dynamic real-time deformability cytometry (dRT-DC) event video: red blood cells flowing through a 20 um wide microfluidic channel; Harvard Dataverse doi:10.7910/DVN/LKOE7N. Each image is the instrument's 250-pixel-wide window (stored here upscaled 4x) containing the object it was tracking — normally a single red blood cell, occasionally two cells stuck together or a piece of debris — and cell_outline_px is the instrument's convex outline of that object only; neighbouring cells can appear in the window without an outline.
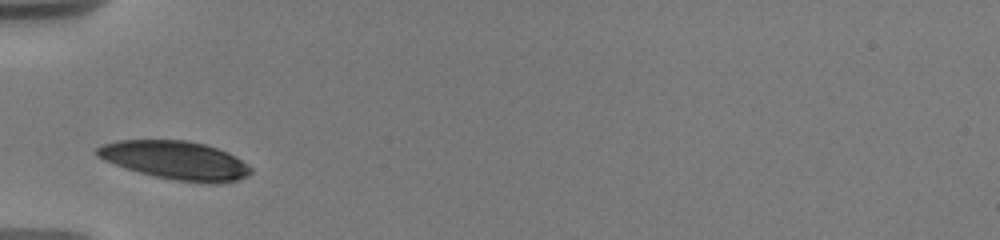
{"species": "human", "species_latin": "Homo sapiens", "temperature_condition": "warm", "stored_images_in_passage": 49, "camera_frame_rate_fps": 3000, "um_per_image_px": 0.085, "donor": {"sex": "male"}, "frame": {"image": 1, "passage_image": 1, "time_ms": 0.0, "image_size_px": [1000, 240], "cell_outline_px": [[252, 172], [248, 176], [236, 180], [216, 184], [176, 180], [156, 176], [140, 172], [104, 160], [96, 156], [92, 152], [96, 148], [104, 144], [116, 140], [184, 140], [204, 144], [228, 152], [252, 168]], "centroid_in_image_um": [14.9, 13.62], "position_along_channel_um": 70.1, "area_um2": 34.16}}
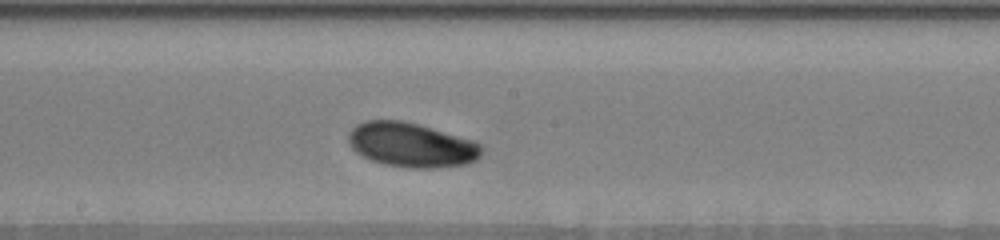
{"frame": {"image": 2, "passage_image": 20, "time_ms": 4.0, "image_size_px": [1000, 240], "cell_outline_px": [[484, 148], [480, 156], [476, 160], [464, 164], [436, 168], [408, 168], [384, 164], [360, 156], [348, 144], [348, 132], [356, 124], [368, 120], [400, 120], [416, 124], [476, 140]], "centroid_in_image_um": [34.96, 12.32], "position_along_channel_um": 213.2, "area_um2": 34.74}}
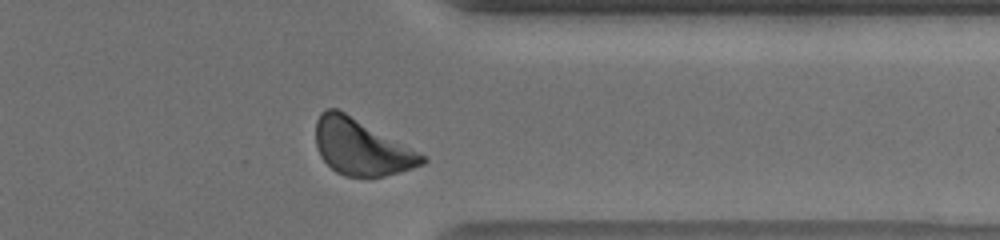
{"frame": {"image": 3, "passage_image": 44, "time_ms": 8.667, "image_size_px": [1000, 240], "cell_outline_px": [[428, 160], [424, 164], [412, 168], [384, 176], [344, 176], [336, 172], [320, 156], [316, 148], [316, 120], [320, 112], [328, 108], [336, 108], [344, 112], [420, 152]], "centroid_in_image_um": [30.69, 12.51], "position_along_channel_um": 380.7, "area_um2": 34.33}, "authors_computed_cell_mechanics": {"area_um2": 33.9864, "velocity_mm_per_s": 3.6205, "shape_relaxation_time_tau1_ms": 1.6567, "shape_relaxation_time_tau2_ms": null, "deformation_change_tau1": 0.0988, "deformation_change_tau2": null}}